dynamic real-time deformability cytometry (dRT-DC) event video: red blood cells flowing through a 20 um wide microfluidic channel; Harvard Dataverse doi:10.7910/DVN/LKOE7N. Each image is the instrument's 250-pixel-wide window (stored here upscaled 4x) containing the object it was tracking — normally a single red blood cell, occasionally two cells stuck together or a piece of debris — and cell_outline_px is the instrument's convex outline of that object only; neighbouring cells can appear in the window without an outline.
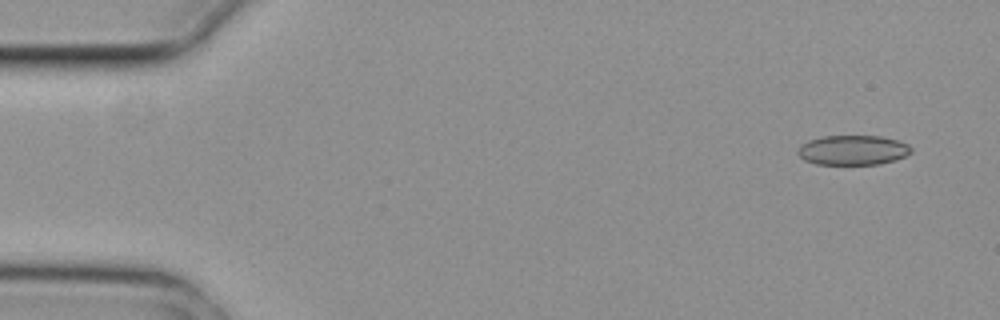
{"species": "common noctule bat (a hibernating species)", "species_latin": "Nyctalus noctula", "temperature_condition": "cold", "stored_images_in_passage": 5, "camera_frame_rate_fps": 3000, "um_per_image_px": 0.085, "animal": {"sex": "female", "body_mass_g": 29.2, "forearm_length_mm": 56.3}, "frame": {"image": 1, "passage_image": 1, "time_ms": 0.0, "image_size_px": [1000, 320], "cell_outline_px": [[912, 152], [896, 160], [880, 164], [816, 164], [804, 160], [796, 152], [800, 144], [808, 140], [824, 136], [880, 136], [900, 140], [908, 144], [912, 148]], "centroid_in_image_um": [72.5, 12.75], "position_along_channel_um": 12.5, "area_um2": 19.83}}
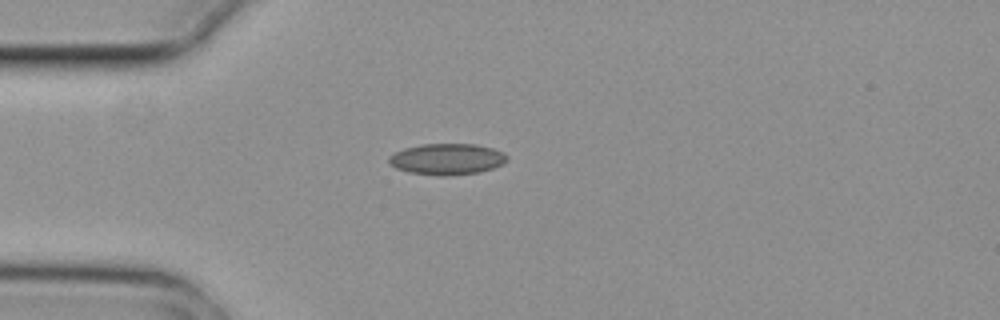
{"frame": {"image": 2, "passage_image": 4, "time_ms": 1.0, "image_size_px": [1000, 320], "cell_outline_px": [[508, 160], [504, 164], [480, 172], [444, 176], [440, 176], [408, 172], [396, 168], [388, 164], [388, 156], [404, 148], [420, 144], [476, 144], [492, 148], [504, 152], [508, 156]], "centroid_in_image_um": [38.0, 13.52], "position_along_channel_um": 47.0, "area_um2": 21.68}}